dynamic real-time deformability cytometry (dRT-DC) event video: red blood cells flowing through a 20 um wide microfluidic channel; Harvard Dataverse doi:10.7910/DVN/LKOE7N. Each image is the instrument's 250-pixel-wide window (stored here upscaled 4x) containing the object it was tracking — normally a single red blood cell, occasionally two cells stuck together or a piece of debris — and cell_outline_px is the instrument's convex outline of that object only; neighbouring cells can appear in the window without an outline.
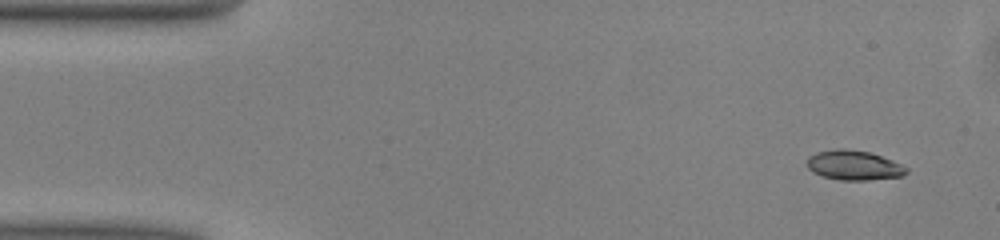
{"species": "common noctule bat (a hibernating species)", "species_latin": "Nyctalus noctula", "temperature_condition": "warm", "stored_images_in_passage": 48, "camera_frame_rate_fps": 3000, "um_per_image_px": 0.085, "animal": {"sex": "male", "body_mass_g": 13.0, "forearm_length_mm": 53.1}, "frame": {"image": 1, "passage_image": 1, "time_ms": 0.0, "image_size_px": [1000, 240], "cell_outline_px": [[908, 172], [900, 176], [868, 180], [840, 180], [824, 176], [808, 168], [808, 156], [816, 152], [836, 148], [844, 148], [868, 152], [892, 160], [908, 168]], "centroid_in_image_um": [72.58, 14.04], "position_along_channel_um": 12.4, "area_um2": 16.94}}
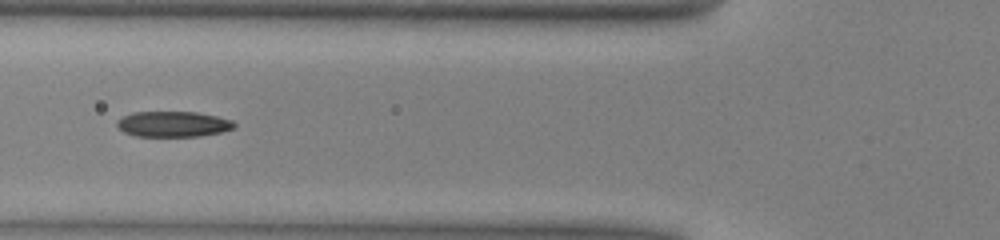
{"frame": {"image": 2, "passage_image": 16, "time_ms": 5.0, "image_size_px": [1000, 240], "cell_outline_px": [[236, 128], [220, 132], [200, 136], [136, 136], [124, 132], [116, 124], [116, 120], [132, 112], [196, 112], [216, 116], [232, 120], [236, 124]], "centroid_in_image_um": [14.73, 10.54], "position_along_channel_um": 111.1, "area_um2": 17.46}}
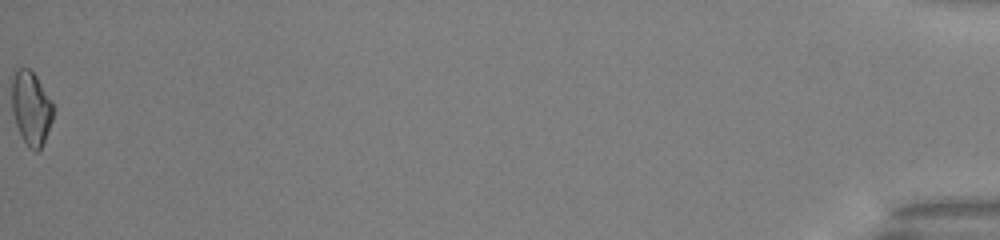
{"frame": {"image": 3, "passage_image": 48, "time_ms": 15.667, "image_size_px": [1000, 240], "cell_outline_px": [[52, 120], [44, 140], [40, 148], [36, 152], [28, 148], [20, 136], [12, 112], [12, 72], [16, 68], [28, 68], [36, 76], [52, 100]], "centroid_in_image_um": [2.61, 9.18], "position_along_channel_um": 432.6, "area_um2": 17.8}, "authors_computed_cell_mechanics": {"area_um2": 17.5423, "velocity_mm_per_s": 4.0769, "shape_relaxation_time_tau1_ms": 7.3853, "shape_relaxation_time_tau2_ms": 4.2164, "deformation_change_tau1": 0.1877, "deformation_change_tau2": 0.12}}